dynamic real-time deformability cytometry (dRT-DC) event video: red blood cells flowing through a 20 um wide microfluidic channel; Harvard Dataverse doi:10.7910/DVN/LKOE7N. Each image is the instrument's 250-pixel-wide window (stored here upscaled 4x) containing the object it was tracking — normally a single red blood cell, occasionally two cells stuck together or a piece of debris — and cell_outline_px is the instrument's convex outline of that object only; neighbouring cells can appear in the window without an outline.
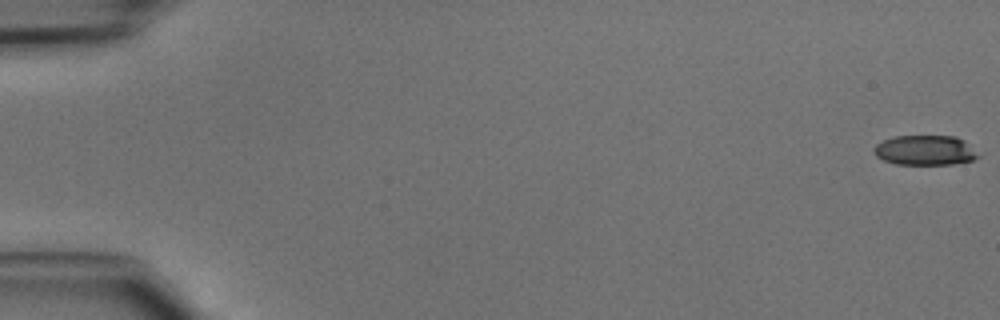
{"species": "common noctule bat (a hibernating species)", "species_latin": "Nyctalus noctula", "temperature_condition": "cold", "stored_images_in_passage": 48, "camera_frame_rate_fps": 3000, "um_per_image_px": 0.085, "animal": {"sex": "male", "body_mass_g": 15.6}, "frame": {"image": 1, "passage_image": 1, "time_ms": 0.0, "image_size_px": [1000, 320], "cell_outline_px": [[980, 156], [972, 160], [952, 164], [896, 164], [884, 160], [876, 156], [872, 152], [872, 148], [876, 144], [884, 140], [896, 136], [956, 136], [964, 140]], "centroid_in_image_um": [78.6, 12.77], "position_along_channel_um": 6.4, "area_um2": 18.09}}
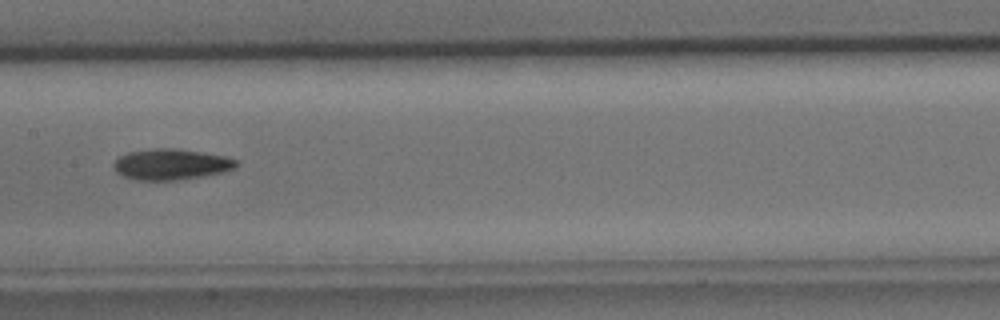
{"frame": {"image": 2, "passage_image": 25, "time_ms": 8.0, "image_size_px": [1000, 320], "cell_outline_px": [[240, 164], [236, 168], [224, 172], [176, 180], [136, 180], [124, 176], [116, 172], [112, 164], [120, 156], [128, 152], [156, 148], [176, 148], [224, 156], [236, 160]], "centroid_in_image_um": [14.54, 13.97], "position_along_channel_um": 192.9, "area_um2": 21.96}}
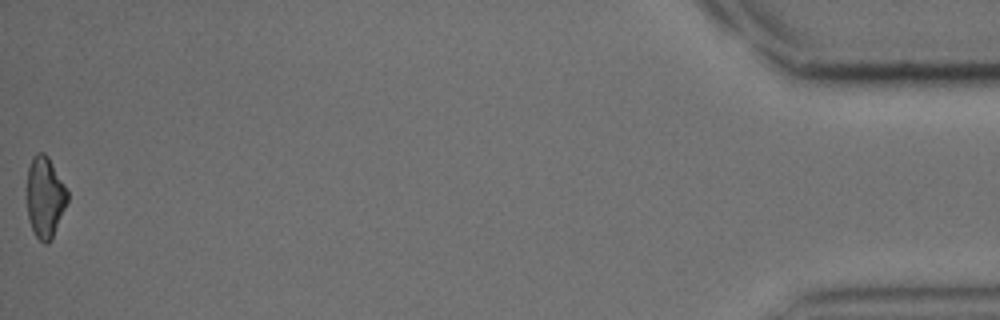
{"frame": {"image": 3, "passage_image": 48, "time_ms": 15.667, "image_size_px": [1000, 320], "cell_outline_px": [[68, 200], [52, 240], [48, 244], [44, 244], [36, 236], [32, 228], [28, 216], [28, 168], [32, 156], [36, 152], [44, 152], [48, 156], [68, 192]], "centroid_in_image_um": [3.83, 16.76], "position_along_channel_um": 431.4, "area_um2": 18.96}}